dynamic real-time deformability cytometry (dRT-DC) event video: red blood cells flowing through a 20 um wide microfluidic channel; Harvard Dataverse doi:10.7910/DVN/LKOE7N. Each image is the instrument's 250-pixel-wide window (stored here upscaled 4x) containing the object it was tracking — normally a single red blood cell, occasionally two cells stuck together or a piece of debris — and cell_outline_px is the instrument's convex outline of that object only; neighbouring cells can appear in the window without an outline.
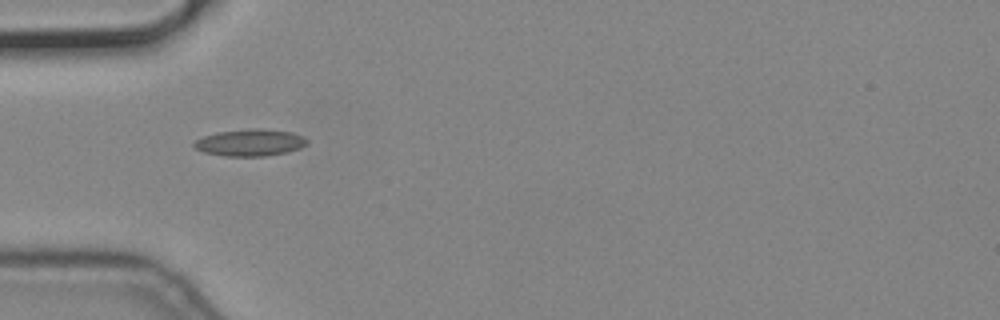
{"species": "common noctule bat (a hibernating species)", "species_latin": "Nyctalus noctula", "temperature_condition": "cold", "stored_images_in_passage": 4, "camera_frame_rate_fps": 3000, "um_per_image_px": 0.085, "animal": {"sex": "male", "body_mass_g": 19.2, "forearm_length_mm": 51.8}, "frame": {"image": 1, "passage_image": 1, "time_ms": 0.0, "image_size_px": [1000, 320], "cell_outline_px": [[308, 144], [300, 148], [288, 152], [268, 156], [224, 156], [204, 152], [196, 148], [192, 144], [196, 140], [204, 136], [216, 132], [252, 128], [260, 128], [292, 132], [304, 136], [308, 140]], "centroid_in_image_um": [21.3, 12.12], "position_along_channel_um": 63.7, "area_um2": 17.86}}
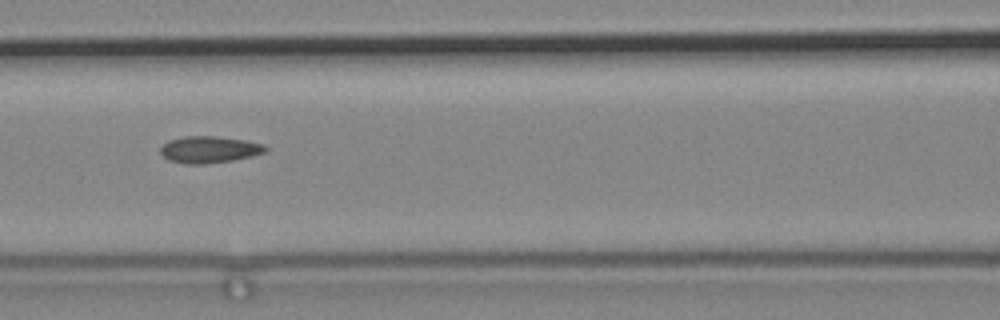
{"frame": {"image": 2, "passage_image": 3, "time_ms": 0.667, "image_size_px": [1000, 320], "cell_outline_px": [[268, 148], [264, 152], [252, 156], [232, 160], [204, 164], [184, 164], [168, 160], [160, 152], [160, 148], [168, 140], [184, 136], [216, 136], [244, 140], [264, 144]], "centroid_in_image_um": [17.77, 12.71], "position_along_channel_um": 148.8, "area_um2": 16.36}}
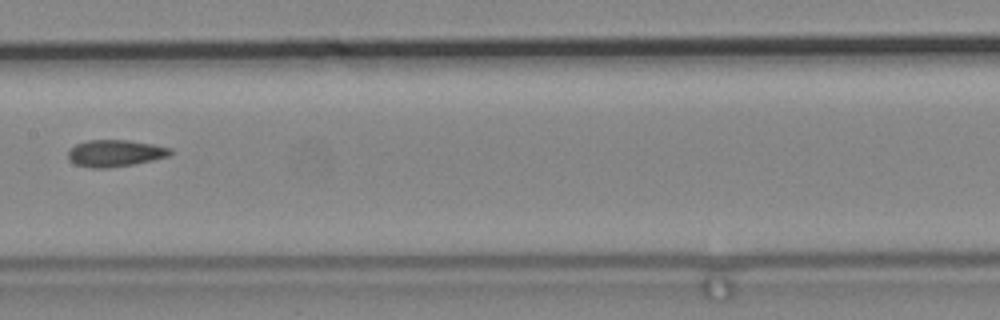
{"frame": {"image": 3, "passage_image": 4, "time_ms": 1.0, "image_size_px": [1000, 320], "cell_outline_px": [[172, 152], [168, 156], [152, 160], [132, 164], [108, 168], [92, 168], [76, 164], [68, 160], [68, 152], [76, 144], [88, 140], [128, 140], [152, 144], [172, 148]], "centroid_in_image_um": [9.78, 13.02], "position_along_channel_um": 197.6, "area_um2": 15.84}}